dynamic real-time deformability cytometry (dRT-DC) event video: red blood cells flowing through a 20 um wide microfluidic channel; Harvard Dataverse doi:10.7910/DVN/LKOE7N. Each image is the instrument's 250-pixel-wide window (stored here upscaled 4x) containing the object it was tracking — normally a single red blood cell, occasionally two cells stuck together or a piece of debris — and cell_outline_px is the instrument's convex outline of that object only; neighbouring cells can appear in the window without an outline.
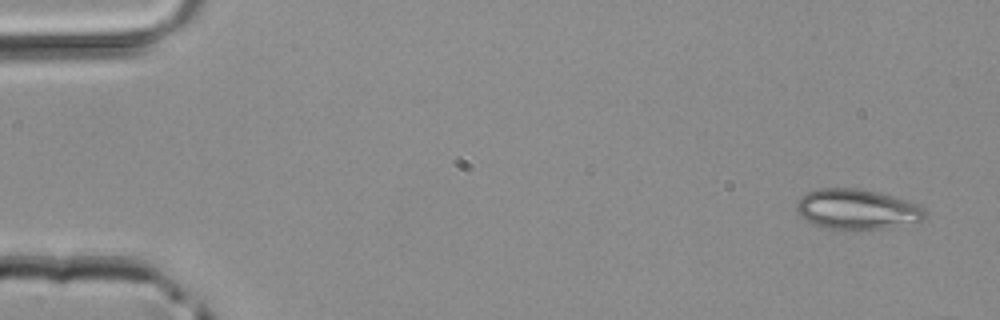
{"species": "common noctule bat (a hibernating species)", "species_latin": "Nyctalus noctula", "temperature_condition": "room temperature", "stored_images_in_passage": 4, "camera_frame_rate_fps": 3000, "um_per_image_px": 0.085, "animal": {"sex": "male", "body_mass_g": 20.4}, "frame": {"image": 1, "passage_image": 1, "time_ms": 0.0, "image_size_px": [1000, 320], "cell_outline_px": [[924, 220], [892, 228], [820, 228], [812, 224], [800, 216], [796, 212], [796, 200], [800, 196], [808, 192], [820, 188], [856, 188], [876, 192], [904, 200], [916, 204], [924, 208]], "centroid_in_image_um": [72.78, 17.79], "position_along_channel_um": 12.2, "area_um2": 29.88}}